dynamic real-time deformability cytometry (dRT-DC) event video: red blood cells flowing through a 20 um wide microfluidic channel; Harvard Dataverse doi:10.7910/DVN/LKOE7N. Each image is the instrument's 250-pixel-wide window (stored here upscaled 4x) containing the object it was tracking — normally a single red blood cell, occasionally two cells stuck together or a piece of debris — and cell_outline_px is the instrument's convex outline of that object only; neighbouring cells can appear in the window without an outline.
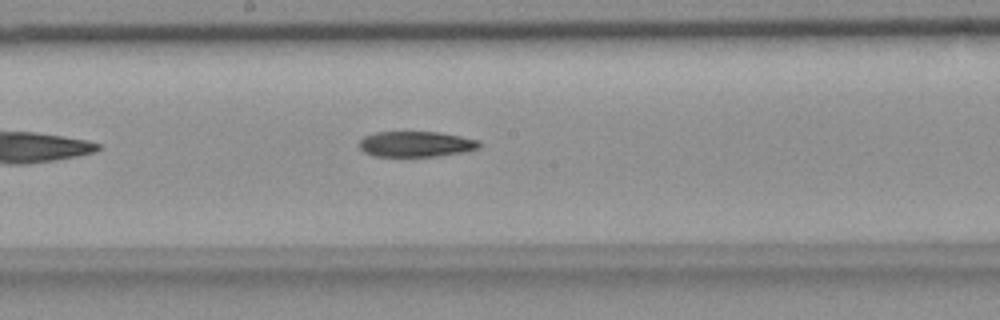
{"species": "common noctule bat (a hibernating species)", "species_latin": "Nyctalus noctula", "temperature_condition": "room temperature", "stored_images_in_passage": 43, "segment_of_instrument_passage": [1, 2], "camera_frame_rate_fps": 3000, "um_per_image_px": 0.085, "animal": {"sex": "female", "body_mass_g": 18.4}, "frame": {"image": 1, "passage_image": 16, "time_ms": 5.0, "image_size_px": [1000, 320], "cell_outline_px": [[480, 148], [464, 152], [436, 156], [372, 156], [364, 152], [360, 148], [360, 140], [364, 136], [376, 132], [436, 132], [460, 136], [480, 140]], "centroid_in_image_um": [35.36, 12.25], "position_along_channel_um": 212.8, "area_um2": 17.86}}
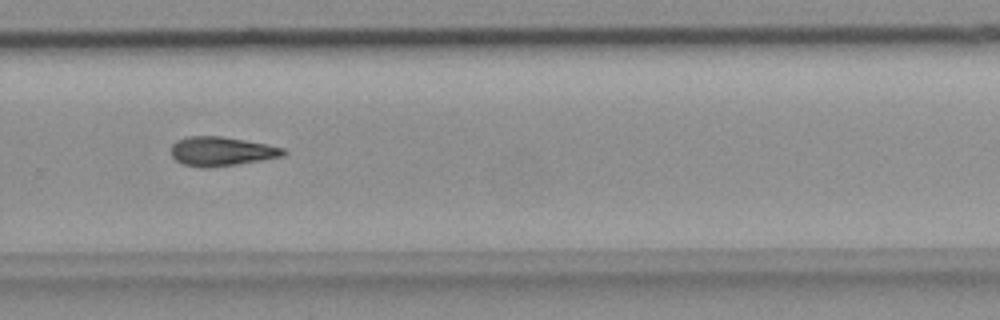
{"frame": {"image": 2, "passage_image": 24, "time_ms": 7.667, "image_size_px": [1000, 320], "cell_outline_px": [[288, 152], [284, 156], [236, 164], [208, 168], [200, 168], [184, 164], [176, 160], [172, 156], [172, 144], [176, 140], [188, 136], [220, 136], [268, 144], [284, 148]], "centroid_in_image_um": [18.83, 12.86], "position_along_channel_um": 311.0, "area_um2": 19.07}}
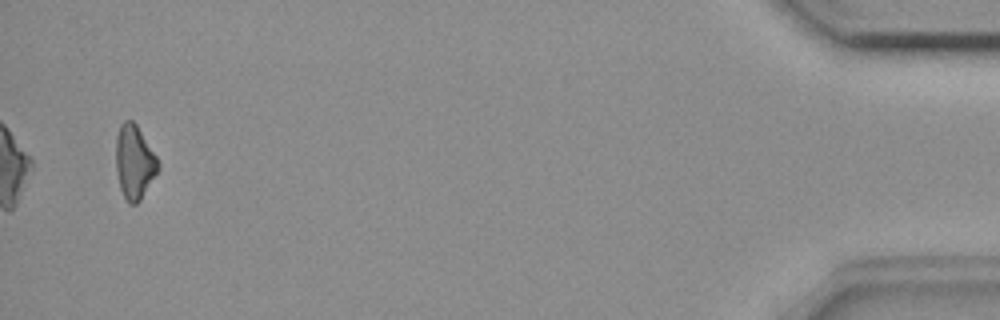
{"frame": {"image": 3, "passage_image": 40, "time_ms": 13.0, "image_size_px": [1000, 320], "cell_outline_px": [[160, 168], [140, 200], [136, 204], [128, 204], [120, 188], [116, 172], [116, 136], [120, 124], [124, 120], [132, 120], [136, 124], [156, 156], [160, 164]], "centroid_in_image_um": [11.41, 13.77], "position_along_channel_um": 423.8, "area_um2": 18.15}}